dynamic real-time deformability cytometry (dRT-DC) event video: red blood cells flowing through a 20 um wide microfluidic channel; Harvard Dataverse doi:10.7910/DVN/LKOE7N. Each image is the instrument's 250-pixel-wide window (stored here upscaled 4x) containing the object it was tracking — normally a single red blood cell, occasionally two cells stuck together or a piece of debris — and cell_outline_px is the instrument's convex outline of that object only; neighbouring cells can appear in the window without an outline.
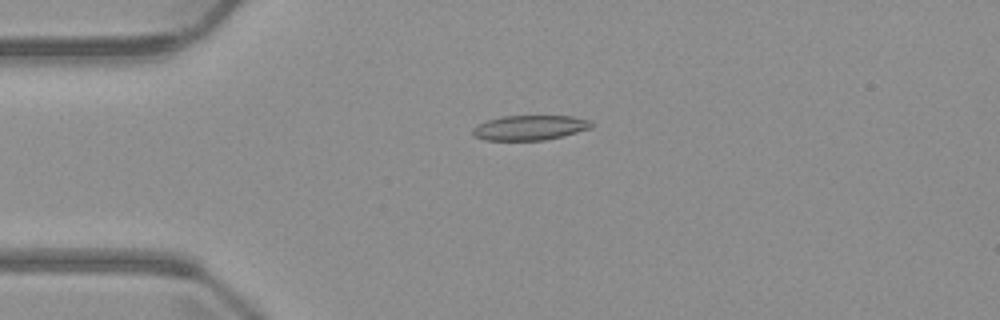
{"species": "common noctule bat (a hibernating species)", "species_latin": "Nyctalus noctula", "temperature_condition": "warm", "stored_images_in_passage": 5, "camera_frame_rate_fps": 3000, "um_per_image_px": 0.085, "animal": {"sex": "male", "body_mass_g": 23.1, "forearm_length_mm": 52.7}, "frame": {"image": 1, "passage_image": 3, "time_ms": 2.333, "image_size_px": [1000, 320], "cell_outline_px": [[596, 124], [592, 128], [544, 140], [484, 140], [472, 136], [472, 128], [476, 124], [488, 120], [504, 116], [572, 116], [592, 120]], "centroid_in_image_um": [45.03, 10.85], "position_along_channel_um": 40.0, "area_um2": 17.34}}
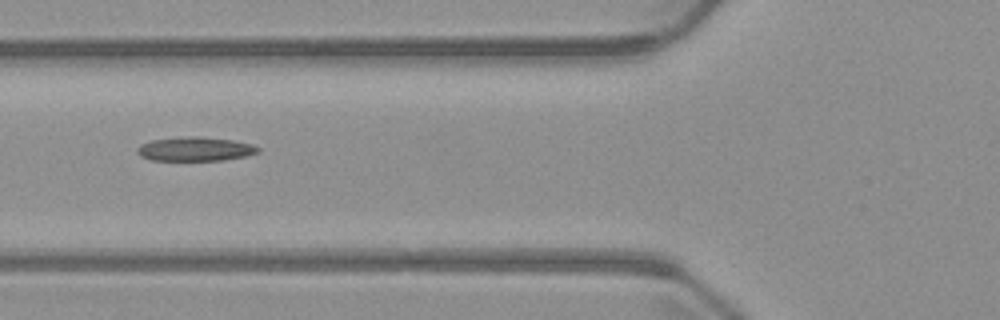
{"frame": {"image": 2, "passage_image": 5, "time_ms": 4.667, "image_size_px": [1000, 320], "cell_outline_px": [[260, 152], [244, 156], [224, 160], [152, 160], [140, 156], [136, 152], [136, 148], [140, 144], [152, 140], [188, 136], [196, 136], [232, 140], [252, 144], [260, 148]], "centroid_in_image_um": [16.57, 12.66], "position_along_channel_um": 109.2, "area_um2": 16.88}}